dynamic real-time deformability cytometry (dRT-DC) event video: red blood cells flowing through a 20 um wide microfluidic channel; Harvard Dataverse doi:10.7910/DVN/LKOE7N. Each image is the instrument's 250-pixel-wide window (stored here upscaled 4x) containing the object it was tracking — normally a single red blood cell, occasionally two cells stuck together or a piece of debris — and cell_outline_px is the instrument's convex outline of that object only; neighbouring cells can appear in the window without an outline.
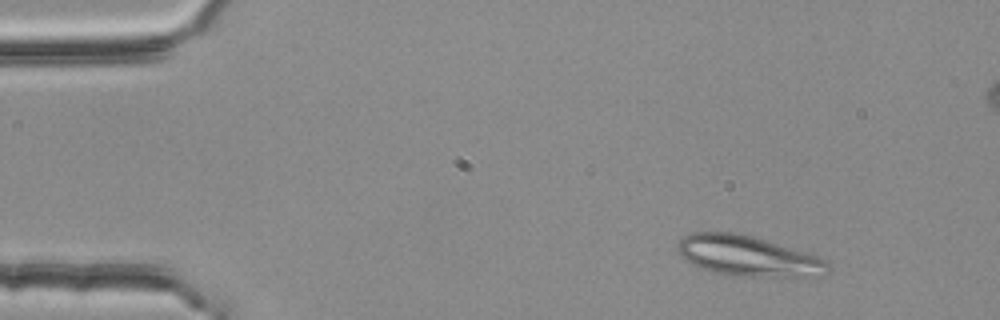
{"species": "common noctule bat (a hibernating species)", "species_latin": "Nyctalus noctula", "temperature_condition": "room temperature", "stored_images_in_passage": 51, "segment_of_instrument_passage": [1, 2], "camera_frame_rate_fps": 3000, "um_per_image_px": 0.085, "animal": {"sex": "female", "body_mass_g": 25.1}, "frame": {"image": 1, "passage_image": 6, "time_ms": 1.667, "image_size_px": [1000, 320], "cell_outline_px": [[828, 268], [824, 276], [740, 276], [712, 272], [700, 268], [684, 260], [676, 252], [676, 244], [684, 236], [692, 232], [740, 232], [804, 252], [828, 260]], "centroid_in_image_um": [63.5, 21.75], "position_along_channel_um": 21.5, "area_um2": 35.37}}